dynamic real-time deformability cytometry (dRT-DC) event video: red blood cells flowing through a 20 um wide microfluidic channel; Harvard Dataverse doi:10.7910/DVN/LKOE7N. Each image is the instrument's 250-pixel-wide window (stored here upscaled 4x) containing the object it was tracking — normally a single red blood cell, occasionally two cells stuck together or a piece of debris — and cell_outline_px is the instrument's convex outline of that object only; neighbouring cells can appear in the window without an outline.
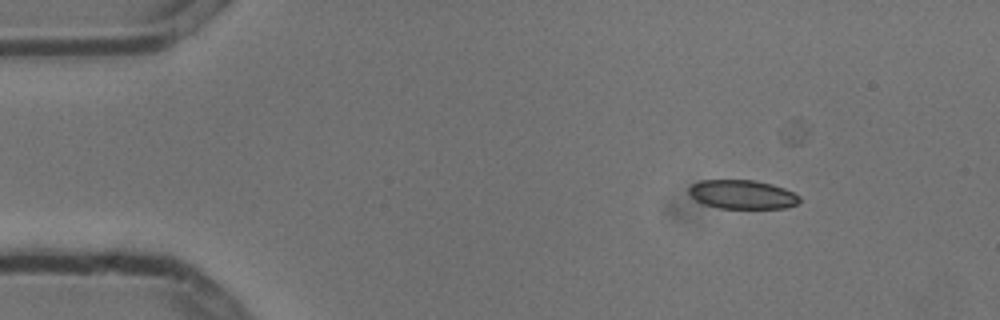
{"species": "common noctule bat (a hibernating species)", "species_latin": "Nyctalus noctula", "temperature_condition": "cold", "stored_images_in_passage": 8, "camera_frame_rate_fps": 3000, "um_per_image_px": 0.085, "animal": {"sex": "male", "body_mass_g": 13.3}, "frame": {"image": 1, "passage_image": 1, "time_ms": 0.0, "image_size_px": [1000, 320], "cell_outline_px": [[800, 200], [796, 204], [788, 208], [720, 208], [704, 204], [696, 200], [688, 192], [688, 188], [692, 184], [700, 180], [756, 180], [772, 184], [784, 188], [800, 196]], "centroid_in_image_um": [63.1, 16.52], "position_along_channel_um": 21.9, "area_um2": 18.67}}
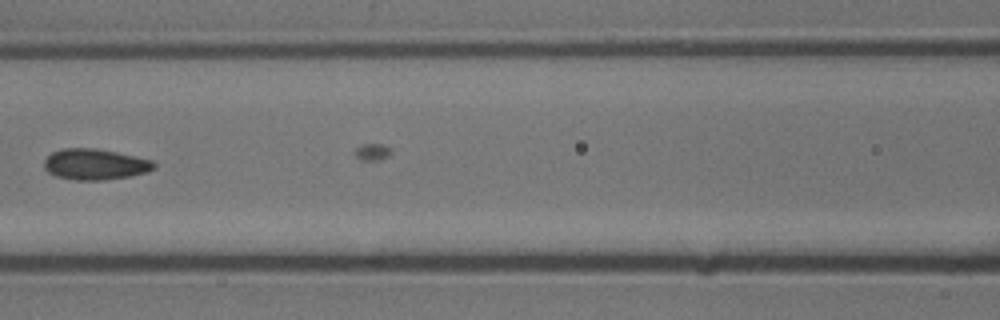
{"frame": {"image": 2, "passage_image": 6, "time_ms": 1.667, "image_size_px": [1000, 320], "cell_outline_px": [[156, 168], [148, 172], [128, 176], [100, 180], [72, 180], [56, 176], [48, 172], [44, 168], [44, 160], [52, 152], [60, 148], [96, 148], [116, 152], [152, 160], [156, 164]], "centroid_in_image_um": [8.06, 13.96], "position_along_channel_um": 158.5, "area_um2": 19.83}}
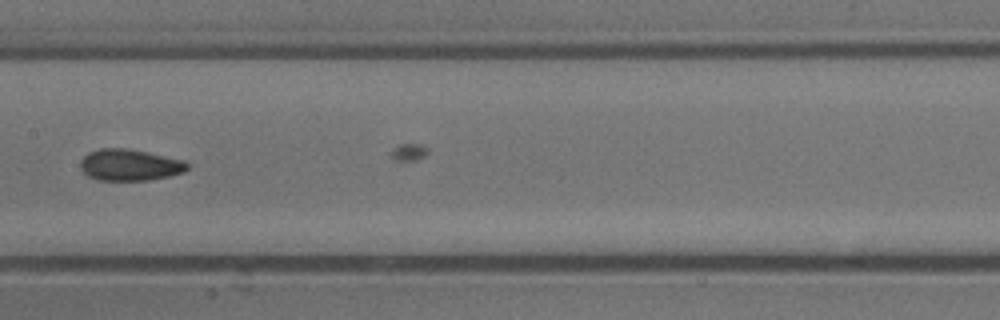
{"frame": {"image": 3, "passage_image": 7, "time_ms": 2.0, "image_size_px": [1000, 320], "cell_outline_px": [[188, 168], [184, 172], [168, 176], [148, 180], [96, 180], [88, 176], [80, 168], [80, 160], [88, 152], [100, 148], [124, 148], [148, 152], [184, 160], [188, 164]], "centroid_in_image_um": [11.0, 14.02], "position_along_channel_um": 196.4, "area_um2": 19.65}}